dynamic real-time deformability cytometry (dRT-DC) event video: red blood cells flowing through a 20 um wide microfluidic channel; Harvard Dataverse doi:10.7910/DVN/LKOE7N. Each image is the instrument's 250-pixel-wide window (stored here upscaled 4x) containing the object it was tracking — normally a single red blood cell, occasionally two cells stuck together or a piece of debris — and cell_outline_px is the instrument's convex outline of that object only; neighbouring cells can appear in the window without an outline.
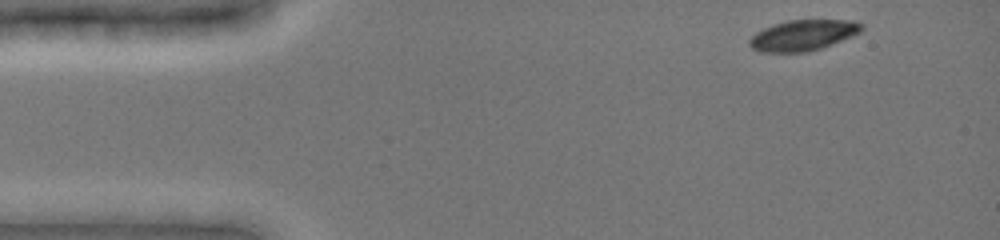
{"species": "common noctule bat (a hibernating species)", "species_latin": "Nyctalus noctula", "temperature_condition": "cold", "stored_images_in_passage": 11, "camera_frame_rate_fps": 3000, "um_per_image_px": 0.085, "animal": {"sex": "female", "body_mass_g": 19.0, "forearm_length_mm": 51.5}, "frame": {"image": 1, "passage_image": 1, "time_ms": 0.0, "image_size_px": [1000, 240], "cell_outline_px": [[864, 28], [860, 32], [852, 36], [832, 44], [820, 48], [804, 52], [760, 52], [752, 48], [748, 44], [748, 40], [756, 32], [772, 24], [788, 20], [852, 20], [864, 24]], "centroid_in_image_um": [68.25, 2.99], "position_along_channel_um": 16.8, "area_um2": 20.11}}
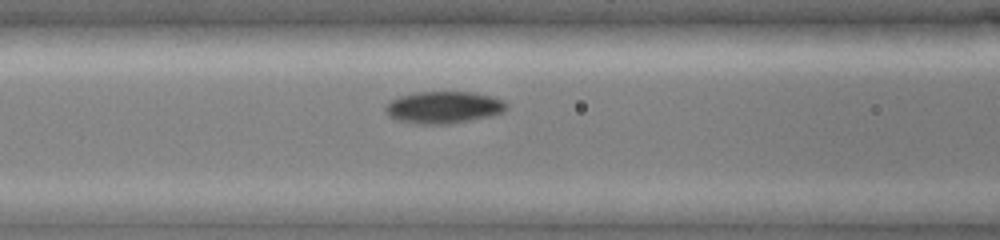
{"frame": {"image": 2, "passage_image": 9, "time_ms": 5.0, "image_size_px": [1000, 240], "cell_outline_px": [[508, 108], [504, 112], [492, 116], [448, 124], [416, 124], [396, 120], [388, 116], [384, 108], [384, 104], [400, 96], [416, 92], [472, 92], [492, 96], [508, 104]], "centroid_in_image_um": [37.69, 9.13], "position_along_channel_um": 128.9, "area_um2": 22.77}}
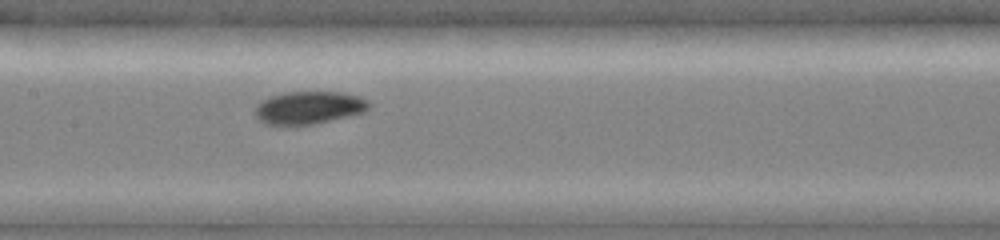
{"frame": {"image": 3, "passage_image": 11, "time_ms": 6.333, "image_size_px": [1000, 240], "cell_outline_px": [[372, 104], [364, 112], [348, 116], [296, 128], [264, 124], [256, 116], [256, 104], [268, 96], [288, 92], [340, 92], [360, 96], [368, 100]], "centroid_in_image_um": [26.22, 9.18], "position_along_channel_um": 181.2, "area_um2": 22.31}}